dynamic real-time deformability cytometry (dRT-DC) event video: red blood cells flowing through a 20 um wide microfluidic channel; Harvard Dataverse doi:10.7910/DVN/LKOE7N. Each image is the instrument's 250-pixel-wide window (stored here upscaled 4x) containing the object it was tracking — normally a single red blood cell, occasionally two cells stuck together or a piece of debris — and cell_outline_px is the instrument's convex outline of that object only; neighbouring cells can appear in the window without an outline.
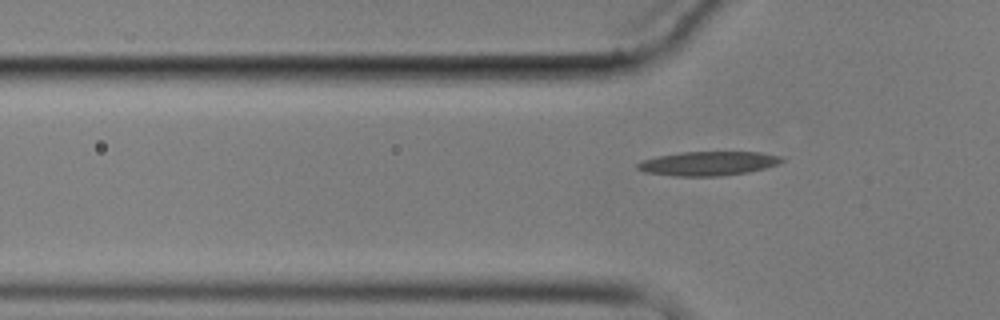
{"species": "common noctule bat (a hibernating species)", "species_latin": "Nyctalus noctula", "temperature_condition": "cold", "stored_images_in_passage": 7, "camera_frame_rate_fps": 3000, "um_per_image_px": 0.085, "animal": {"sex": "male", "body_mass_g": 17.9}, "frame": {"image": 1, "passage_image": 7, "time_ms": 8.0, "image_size_px": [1000, 320], "cell_outline_px": [[784, 160], [780, 164], [748, 172], [720, 176], [676, 176], [644, 172], [636, 168], [636, 164], [644, 160], [660, 156], [680, 152], [760, 152], [780, 156]], "centroid_in_image_um": [60.21, 13.9], "position_along_channel_um": 65.6, "area_um2": 20.17}}